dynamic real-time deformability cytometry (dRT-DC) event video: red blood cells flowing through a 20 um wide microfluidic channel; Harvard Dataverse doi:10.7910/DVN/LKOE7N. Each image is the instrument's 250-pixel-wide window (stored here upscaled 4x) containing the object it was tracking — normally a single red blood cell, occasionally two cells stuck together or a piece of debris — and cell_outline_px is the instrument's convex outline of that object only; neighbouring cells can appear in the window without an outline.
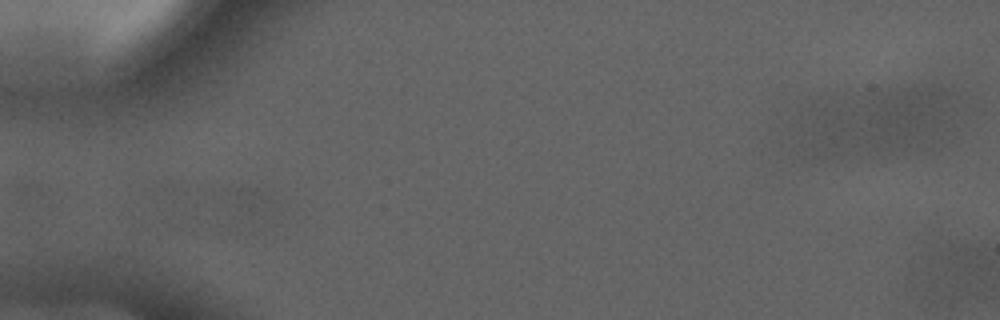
{"species": "common noctule bat (a hibernating species)", "species_latin": "Nyctalus noctula", "temperature_condition": "cold", "stored_images_in_passage": 6, "camera_frame_rate_fps": 3000, "um_per_image_px": 0.085, "animal": {"sex": "male", "forearm_length_mm": 52.5}, "frame": {"image": 1, "passage_image": 2, "time_ms": 1.333, "image_size_px": [1000, 320], "cell_outline_px": [[276, 200], [252, 232], [236, 240], [224, 228], [224, 188], [264, 188]], "centroid_in_image_um": [20.83, 17.81], "position_along_channel_um": 64.2, "area_um2": 13.87}}
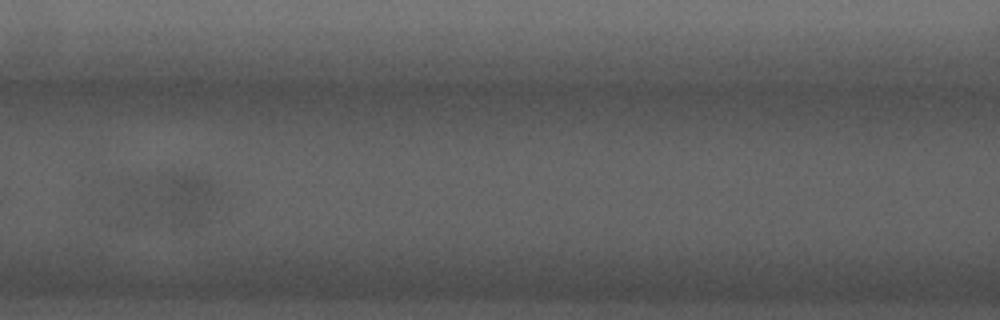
{"frame": {"image": 2, "passage_image": 4, "time_ms": 3.667, "image_size_px": [1000, 320], "cell_outline_px": [[224, 192], [220, 200], [216, 204], [196, 220], [180, 220], [128, 208], [120, 204], [112, 180], [172, 172], [208, 176], [224, 188]], "centroid_in_image_um": [14.43, 16.54], "position_along_channel_um": 152.2, "area_um2": 28.38}}
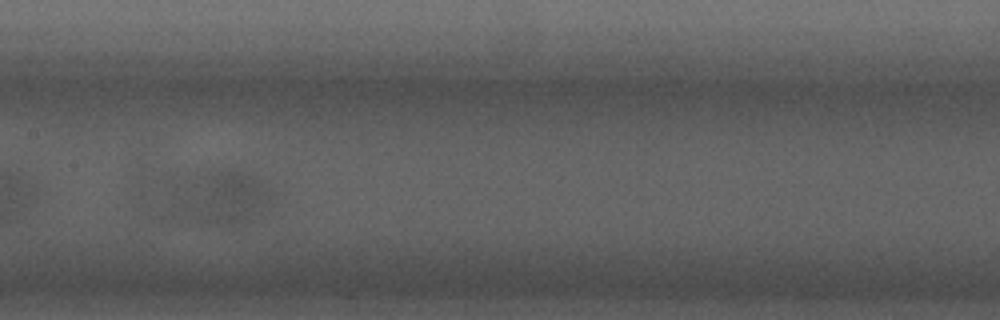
{"frame": {"image": 3, "passage_image": 5, "time_ms": 4.667, "image_size_px": [1000, 320], "cell_outline_px": [[280, 192], [272, 204], [260, 212], [248, 216], [220, 224], [172, 204], [164, 184], [164, 176], [228, 168], [256, 176]], "centroid_in_image_um": [18.71, 16.49], "position_along_channel_um": 188.7, "area_um2": 31.73}}